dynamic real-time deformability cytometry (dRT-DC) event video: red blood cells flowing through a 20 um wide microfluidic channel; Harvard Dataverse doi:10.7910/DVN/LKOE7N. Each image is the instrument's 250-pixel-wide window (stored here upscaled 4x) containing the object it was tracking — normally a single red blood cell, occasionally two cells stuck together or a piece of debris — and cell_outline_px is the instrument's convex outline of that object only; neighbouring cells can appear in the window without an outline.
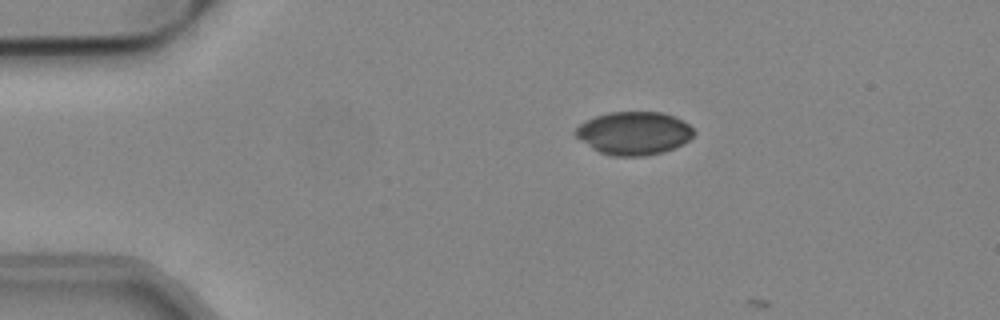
{"species": "common noctule bat (a hibernating species)", "species_latin": "Nyctalus noctula", "temperature_condition": "cold", "stored_images_in_passage": 2, "camera_frame_rate_fps": 3000, "um_per_image_px": 0.085, "animal": {"sex": "male", "body_mass_g": 19.2, "forearm_length_mm": 51.8}, "frame": {"image": 1, "passage_image": 1, "time_ms": 0.0, "image_size_px": [1000, 320], "cell_outline_px": [[696, 132], [684, 144], [664, 152], [644, 156], [612, 156], [600, 152], [592, 148], [576, 136], [572, 132], [580, 124], [596, 116], [608, 112], [660, 112], [676, 116], [684, 120]], "centroid_in_image_um": [53.91, 11.32], "position_along_channel_um": 31.1, "area_um2": 29.82}}